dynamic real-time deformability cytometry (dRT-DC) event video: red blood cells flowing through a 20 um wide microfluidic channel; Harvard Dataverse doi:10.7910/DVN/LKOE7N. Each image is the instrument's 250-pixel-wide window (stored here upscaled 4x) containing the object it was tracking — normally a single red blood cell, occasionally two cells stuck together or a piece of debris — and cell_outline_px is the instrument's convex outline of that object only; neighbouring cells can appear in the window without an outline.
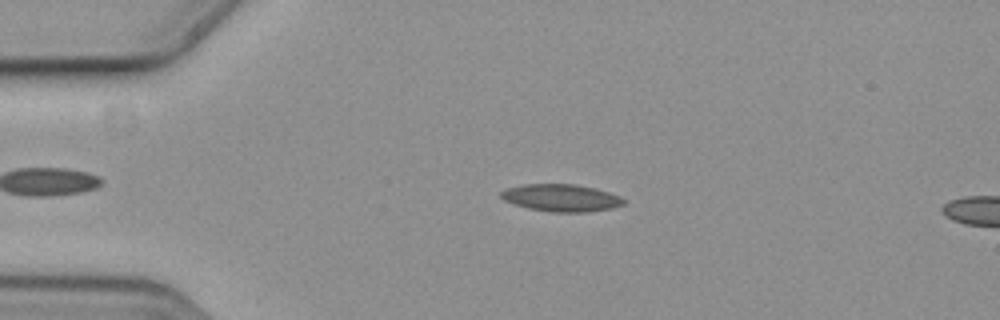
{"species": "common noctule bat (a hibernating species)", "species_latin": "Nyctalus noctula", "temperature_condition": "cold", "stored_images_in_passage": 15, "segment_of_instrument_passage": [1, 2], "camera_frame_rate_fps": 3000, "um_per_image_px": 0.085, "animal": {"sex": "female", "body_mass_g": 19.3, "forearm_length_mm": 54.1}, "frame": {"image": 1, "passage_image": 11, "time_ms": 3.333, "image_size_px": [1000, 320], "cell_outline_px": [[624, 204], [612, 208], [588, 212], [552, 212], [528, 208], [512, 204], [504, 200], [500, 196], [500, 192], [508, 188], [524, 184], [576, 184], [608, 192], [620, 196], [624, 200]], "centroid_in_image_um": [47.68, 16.82], "position_along_channel_um": 37.3, "area_um2": 19.42}}